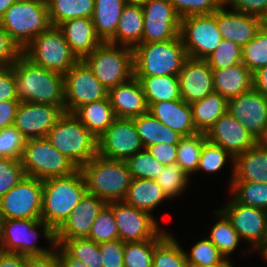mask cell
<instances>
[{
  "label": "cell",
  "mask_w": 267,
  "mask_h": 267,
  "mask_svg": "<svg viewBox=\"0 0 267 267\" xmlns=\"http://www.w3.org/2000/svg\"><path fill=\"white\" fill-rule=\"evenodd\" d=\"M19 102L64 106V75L33 64L23 54L12 65Z\"/></svg>",
  "instance_id": "6da1fadb"
},
{
  "label": "cell",
  "mask_w": 267,
  "mask_h": 267,
  "mask_svg": "<svg viewBox=\"0 0 267 267\" xmlns=\"http://www.w3.org/2000/svg\"><path fill=\"white\" fill-rule=\"evenodd\" d=\"M87 192L106 204L123 201L133 180L127 162L94 156L80 168Z\"/></svg>",
  "instance_id": "7a4b0ae2"
},
{
  "label": "cell",
  "mask_w": 267,
  "mask_h": 267,
  "mask_svg": "<svg viewBox=\"0 0 267 267\" xmlns=\"http://www.w3.org/2000/svg\"><path fill=\"white\" fill-rule=\"evenodd\" d=\"M87 192L80 169L69 176L43 181L41 220L56 232Z\"/></svg>",
  "instance_id": "3957f363"
},
{
  "label": "cell",
  "mask_w": 267,
  "mask_h": 267,
  "mask_svg": "<svg viewBox=\"0 0 267 267\" xmlns=\"http://www.w3.org/2000/svg\"><path fill=\"white\" fill-rule=\"evenodd\" d=\"M133 50V76L178 75L188 58L180 35L164 42L141 43Z\"/></svg>",
  "instance_id": "277c9868"
},
{
  "label": "cell",
  "mask_w": 267,
  "mask_h": 267,
  "mask_svg": "<svg viewBox=\"0 0 267 267\" xmlns=\"http://www.w3.org/2000/svg\"><path fill=\"white\" fill-rule=\"evenodd\" d=\"M46 139L79 169L97 155V138L70 113L64 112Z\"/></svg>",
  "instance_id": "5b68a950"
},
{
  "label": "cell",
  "mask_w": 267,
  "mask_h": 267,
  "mask_svg": "<svg viewBox=\"0 0 267 267\" xmlns=\"http://www.w3.org/2000/svg\"><path fill=\"white\" fill-rule=\"evenodd\" d=\"M48 240V248L39 247L40 231ZM56 245L55 232L41 219L0 220V251L24 256H41L50 253Z\"/></svg>",
  "instance_id": "8992f818"
},
{
  "label": "cell",
  "mask_w": 267,
  "mask_h": 267,
  "mask_svg": "<svg viewBox=\"0 0 267 267\" xmlns=\"http://www.w3.org/2000/svg\"><path fill=\"white\" fill-rule=\"evenodd\" d=\"M0 25L23 50L51 26L45 0H17L5 12Z\"/></svg>",
  "instance_id": "52a82bcc"
},
{
  "label": "cell",
  "mask_w": 267,
  "mask_h": 267,
  "mask_svg": "<svg viewBox=\"0 0 267 267\" xmlns=\"http://www.w3.org/2000/svg\"><path fill=\"white\" fill-rule=\"evenodd\" d=\"M20 161L25 176L42 181L69 176L79 169L46 138L26 140Z\"/></svg>",
  "instance_id": "ba28073f"
},
{
  "label": "cell",
  "mask_w": 267,
  "mask_h": 267,
  "mask_svg": "<svg viewBox=\"0 0 267 267\" xmlns=\"http://www.w3.org/2000/svg\"><path fill=\"white\" fill-rule=\"evenodd\" d=\"M22 54L33 64L63 75L79 61L61 29L52 25L37 35Z\"/></svg>",
  "instance_id": "9c48e42d"
},
{
  "label": "cell",
  "mask_w": 267,
  "mask_h": 267,
  "mask_svg": "<svg viewBox=\"0 0 267 267\" xmlns=\"http://www.w3.org/2000/svg\"><path fill=\"white\" fill-rule=\"evenodd\" d=\"M83 61L108 90L133 76V50L127 46L103 42Z\"/></svg>",
  "instance_id": "30bf717a"
},
{
  "label": "cell",
  "mask_w": 267,
  "mask_h": 267,
  "mask_svg": "<svg viewBox=\"0 0 267 267\" xmlns=\"http://www.w3.org/2000/svg\"><path fill=\"white\" fill-rule=\"evenodd\" d=\"M179 35L189 58L205 60L223 40L217 27V11L182 18Z\"/></svg>",
  "instance_id": "8fae6325"
},
{
  "label": "cell",
  "mask_w": 267,
  "mask_h": 267,
  "mask_svg": "<svg viewBox=\"0 0 267 267\" xmlns=\"http://www.w3.org/2000/svg\"><path fill=\"white\" fill-rule=\"evenodd\" d=\"M43 181L24 176L0 198V220L41 219Z\"/></svg>",
  "instance_id": "7c38bea8"
},
{
  "label": "cell",
  "mask_w": 267,
  "mask_h": 267,
  "mask_svg": "<svg viewBox=\"0 0 267 267\" xmlns=\"http://www.w3.org/2000/svg\"><path fill=\"white\" fill-rule=\"evenodd\" d=\"M64 112L73 114L79 107L108 97V89L92 70L79 60L64 74Z\"/></svg>",
  "instance_id": "4fadbf2b"
},
{
  "label": "cell",
  "mask_w": 267,
  "mask_h": 267,
  "mask_svg": "<svg viewBox=\"0 0 267 267\" xmlns=\"http://www.w3.org/2000/svg\"><path fill=\"white\" fill-rule=\"evenodd\" d=\"M144 149L134 120L115 118L98 139L97 154L108 159L126 161Z\"/></svg>",
  "instance_id": "5bb4252c"
},
{
  "label": "cell",
  "mask_w": 267,
  "mask_h": 267,
  "mask_svg": "<svg viewBox=\"0 0 267 267\" xmlns=\"http://www.w3.org/2000/svg\"><path fill=\"white\" fill-rule=\"evenodd\" d=\"M142 10V43L164 42L179 36L181 18L169 0H148Z\"/></svg>",
  "instance_id": "9a60e30c"
},
{
  "label": "cell",
  "mask_w": 267,
  "mask_h": 267,
  "mask_svg": "<svg viewBox=\"0 0 267 267\" xmlns=\"http://www.w3.org/2000/svg\"><path fill=\"white\" fill-rule=\"evenodd\" d=\"M226 204L220 210L231 221L240 239L251 242L250 249L258 251L267 240V211L240 204L233 198Z\"/></svg>",
  "instance_id": "2e32d148"
},
{
  "label": "cell",
  "mask_w": 267,
  "mask_h": 267,
  "mask_svg": "<svg viewBox=\"0 0 267 267\" xmlns=\"http://www.w3.org/2000/svg\"><path fill=\"white\" fill-rule=\"evenodd\" d=\"M114 220L123 242H142L154 239L163 229L153 214L126 204L124 201L111 202Z\"/></svg>",
  "instance_id": "e0dca14e"
},
{
  "label": "cell",
  "mask_w": 267,
  "mask_h": 267,
  "mask_svg": "<svg viewBox=\"0 0 267 267\" xmlns=\"http://www.w3.org/2000/svg\"><path fill=\"white\" fill-rule=\"evenodd\" d=\"M63 114L64 106L20 102L13 126L26 140L46 138Z\"/></svg>",
  "instance_id": "ac0fdd59"
},
{
  "label": "cell",
  "mask_w": 267,
  "mask_h": 267,
  "mask_svg": "<svg viewBox=\"0 0 267 267\" xmlns=\"http://www.w3.org/2000/svg\"><path fill=\"white\" fill-rule=\"evenodd\" d=\"M228 113L257 140L267 126V98L253 88L228 99Z\"/></svg>",
  "instance_id": "d6986e66"
},
{
  "label": "cell",
  "mask_w": 267,
  "mask_h": 267,
  "mask_svg": "<svg viewBox=\"0 0 267 267\" xmlns=\"http://www.w3.org/2000/svg\"><path fill=\"white\" fill-rule=\"evenodd\" d=\"M207 140L233 158L253 147L257 140L230 113L222 115L206 133Z\"/></svg>",
  "instance_id": "ffe728a7"
},
{
  "label": "cell",
  "mask_w": 267,
  "mask_h": 267,
  "mask_svg": "<svg viewBox=\"0 0 267 267\" xmlns=\"http://www.w3.org/2000/svg\"><path fill=\"white\" fill-rule=\"evenodd\" d=\"M181 98L188 104L214 93L213 71L203 59L187 58L178 73Z\"/></svg>",
  "instance_id": "44dd1931"
},
{
  "label": "cell",
  "mask_w": 267,
  "mask_h": 267,
  "mask_svg": "<svg viewBox=\"0 0 267 267\" xmlns=\"http://www.w3.org/2000/svg\"><path fill=\"white\" fill-rule=\"evenodd\" d=\"M105 205L101 198L86 192L68 219L55 232V240L88 237L93 222Z\"/></svg>",
  "instance_id": "7402d4cb"
},
{
  "label": "cell",
  "mask_w": 267,
  "mask_h": 267,
  "mask_svg": "<svg viewBox=\"0 0 267 267\" xmlns=\"http://www.w3.org/2000/svg\"><path fill=\"white\" fill-rule=\"evenodd\" d=\"M266 22L254 15L240 11H228L226 6L217 10V27L225 40H230L239 46H245L255 38L256 33Z\"/></svg>",
  "instance_id": "603a6c76"
},
{
  "label": "cell",
  "mask_w": 267,
  "mask_h": 267,
  "mask_svg": "<svg viewBox=\"0 0 267 267\" xmlns=\"http://www.w3.org/2000/svg\"><path fill=\"white\" fill-rule=\"evenodd\" d=\"M108 98L115 118L133 119L148 112L142 85L134 76L109 89Z\"/></svg>",
  "instance_id": "cb8c5ba5"
},
{
  "label": "cell",
  "mask_w": 267,
  "mask_h": 267,
  "mask_svg": "<svg viewBox=\"0 0 267 267\" xmlns=\"http://www.w3.org/2000/svg\"><path fill=\"white\" fill-rule=\"evenodd\" d=\"M148 112L182 136L198 132L193 122L191 105L183 99L152 103L148 106Z\"/></svg>",
  "instance_id": "d4e9b609"
},
{
  "label": "cell",
  "mask_w": 267,
  "mask_h": 267,
  "mask_svg": "<svg viewBox=\"0 0 267 267\" xmlns=\"http://www.w3.org/2000/svg\"><path fill=\"white\" fill-rule=\"evenodd\" d=\"M79 60H83L103 42L96 34L92 18H75L58 26Z\"/></svg>",
  "instance_id": "484cf974"
},
{
  "label": "cell",
  "mask_w": 267,
  "mask_h": 267,
  "mask_svg": "<svg viewBox=\"0 0 267 267\" xmlns=\"http://www.w3.org/2000/svg\"><path fill=\"white\" fill-rule=\"evenodd\" d=\"M212 71L214 92L227 99L253 89V73L242 63Z\"/></svg>",
  "instance_id": "4316f807"
},
{
  "label": "cell",
  "mask_w": 267,
  "mask_h": 267,
  "mask_svg": "<svg viewBox=\"0 0 267 267\" xmlns=\"http://www.w3.org/2000/svg\"><path fill=\"white\" fill-rule=\"evenodd\" d=\"M232 181L267 183V149L257 143L234 158Z\"/></svg>",
  "instance_id": "83f0119b"
},
{
  "label": "cell",
  "mask_w": 267,
  "mask_h": 267,
  "mask_svg": "<svg viewBox=\"0 0 267 267\" xmlns=\"http://www.w3.org/2000/svg\"><path fill=\"white\" fill-rule=\"evenodd\" d=\"M143 28L142 6L126 4L120 16L115 36L108 43L133 49L142 43Z\"/></svg>",
  "instance_id": "f1b7e54d"
},
{
  "label": "cell",
  "mask_w": 267,
  "mask_h": 267,
  "mask_svg": "<svg viewBox=\"0 0 267 267\" xmlns=\"http://www.w3.org/2000/svg\"><path fill=\"white\" fill-rule=\"evenodd\" d=\"M168 197L153 179H133L124 202L132 207L152 213Z\"/></svg>",
  "instance_id": "f546056e"
},
{
  "label": "cell",
  "mask_w": 267,
  "mask_h": 267,
  "mask_svg": "<svg viewBox=\"0 0 267 267\" xmlns=\"http://www.w3.org/2000/svg\"><path fill=\"white\" fill-rule=\"evenodd\" d=\"M73 115L97 138V140L115 119L108 97L79 107Z\"/></svg>",
  "instance_id": "4dcf8cb0"
},
{
  "label": "cell",
  "mask_w": 267,
  "mask_h": 267,
  "mask_svg": "<svg viewBox=\"0 0 267 267\" xmlns=\"http://www.w3.org/2000/svg\"><path fill=\"white\" fill-rule=\"evenodd\" d=\"M133 120L144 148L158 143L177 145L183 137L178 132L163 125L149 112L143 113Z\"/></svg>",
  "instance_id": "1f68e13d"
},
{
  "label": "cell",
  "mask_w": 267,
  "mask_h": 267,
  "mask_svg": "<svg viewBox=\"0 0 267 267\" xmlns=\"http://www.w3.org/2000/svg\"><path fill=\"white\" fill-rule=\"evenodd\" d=\"M125 5L124 0H95L92 20L102 42H109L115 36Z\"/></svg>",
  "instance_id": "d6a6232c"
},
{
  "label": "cell",
  "mask_w": 267,
  "mask_h": 267,
  "mask_svg": "<svg viewBox=\"0 0 267 267\" xmlns=\"http://www.w3.org/2000/svg\"><path fill=\"white\" fill-rule=\"evenodd\" d=\"M143 88L147 105L182 99L178 75L134 76Z\"/></svg>",
  "instance_id": "836d02e7"
},
{
  "label": "cell",
  "mask_w": 267,
  "mask_h": 267,
  "mask_svg": "<svg viewBox=\"0 0 267 267\" xmlns=\"http://www.w3.org/2000/svg\"><path fill=\"white\" fill-rule=\"evenodd\" d=\"M190 105L196 130L205 134L222 115L228 112V99L215 92Z\"/></svg>",
  "instance_id": "e575fe53"
},
{
  "label": "cell",
  "mask_w": 267,
  "mask_h": 267,
  "mask_svg": "<svg viewBox=\"0 0 267 267\" xmlns=\"http://www.w3.org/2000/svg\"><path fill=\"white\" fill-rule=\"evenodd\" d=\"M52 26L75 18H92L95 0H45Z\"/></svg>",
  "instance_id": "d590c367"
},
{
  "label": "cell",
  "mask_w": 267,
  "mask_h": 267,
  "mask_svg": "<svg viewBox=\"0 0 267 267\" xmlns=\"http://www.w3.org/2000/svg\"><path fill=\"white\" fill-rule=\"evenodd\" d=\"M214 214L217 215L218 220L211 228L208 239L226 259H230L229 255L235 252L234 250L242 240L233 228L231 221L220 209L215 210Z\"/></svg>",
  "instance_id": "8d00e7d4"
},
{
  "label": "cell",
  "mask_w": 267,
  "mask_h": 267,
  "mask_svg": "<svg viewBox=\"0 0 267 267\" xmlns=\"http://www.w3.org/2000/svg\"><path fill=\"white\" fill-rule=\"evenodd\" d=\"M206 141V134L197 132L190 136H183L177 144L176 163L189 177L193 173H197L199 159Z\"/></svg>",
  "instance_id": "74e56055"
},
{
  "label": "cell",
  "mask_w": 267,
  "mask_h": 267,
  "mask_svg": "<svg viewBox=\"0 0 267 267\" xmlns=\"http://www.w3.org/2000/svg\"><path fill=\"white\" fill-rule=\"evenodd\" d=\"M229 185L236 202L267 211V183L232 181Z\"/></svg>",
  "instance_id": "f35d334b"
},
{
  "label": "cell",
  "mask_w": 267,
  "mask_h": 267,
  "mask_svg": "<svg viewBox=\"0 0 267 267\" xmlns=\"http://www.w3.org/2000/svg\"><path fill=\"white\" fill-rule=\"evenodd\" d=\"M168 232L156 245L152 267H189L184 249Z\"/></svg>",
  "instance_id": "ab89813d"
},
{
  "label": "cell",
  "mask_w": 267,
  "mask_h": 267,
  "mask_svg": "<svg viewBox=\"0 0 267 267\" xmlns=\"http://www.w3.org/2000/svg\"><path fill=\"white\" fill-rule=\"evenodd\" d=\"M71 257L81 260L88 267H102V256L99 244L91 239L74 238L55 240Z\"/></svg>",
  "instance_id": "60d3db41"
},
{
  "label": "cell",
  "mask_w": 267,
  "mask_h": 267,
  "mask_svg": "<svg viewBox=\"0 0 267 267\" xmlns=\"http://www.w3.org/2000/svg\"><path fill=\"white\" fill-rule=\"evenodd\" d=\"M165 229L154 239L125 242L124 267H152L155 245L168 233Z\"/></svg>",
  "instance_id": "b9f144b4"
},
{
  "label": "cell",
  "mask_w": 267,
  "mask_h": 267,
  "mask_svg": "<svg viewBox=\"0 0 267 267\" xmlns=\"http://www.w3.org/2000/svg\"><path fill=\"white\" fill-rule=\"evenodd\" d=\"M242 64L252 73L267 65V22L256 33L255 38L242 47Z\"/></svg>",
  "instance_id": "7bdbcfd3"
},
{
  "label": "cell",
  "mask_w": 267,
  "mask_h": 267,
  "mask_svg": "<svg viewBox=\"0 0 267 267\" xmlns=\"http://www.w3.org/2000/svg\"><path fill=\"white\" fill-rule=\"evenodd\" d=\"M190 177L181 169V167L175 163L172 165H166L155 181L164 191L168 199H172L176 196L182 195L181 193L188 186Z\"/></svg>",
  "instance_id": "ee69618b"
},
{
  "label": "cell",
  "mask_w": 267,
  "mask_h": 267,
  "mask_svg": "<svg viewBox=\"0 0 267 267\" xmlns=\"http://www.w3.org/2000/svg\"><path fill=\"white\" fill-rule=\"evenodd\" d=\"M227 159H230L232 164V177L230 178V182H232L234 176V158L222 147L212 144L207 140L203 145L197 172L204 171L207 174L219 172L226 164Z\"/></svg>",
  "instance_id": "f6af8a7d"
},
{
  "label": "cell",
  "mask_w": 267,
  "mask_h": 267,
  "mask_svg": "<svg viewBox=\"0 0 267 267\" xmlns=\"http://www.w3.org/2000/svg\"><path fill=\"white\" fill-rule=\"evenodd\" d=\"M87 238L97 244L119 239L113 208L109 204H106L99 212Z\"/></svg>",
  "instance_id": "bcb514c9"
},
{
  "label": "cell",
  "mask_w": 267,
  "mask_h": 267,
  "mask_svg": "<svg viewBox=\"0 0 267 267\" xmlns=\"http://www.w3.org/2000/svg\"><path fill=\"white\" fill-rule=\"evenodd\" d=\"M126 162L133 179L155 180L165 167V165L153 158L146 149L129 157Z\"/></svg>",
  "instance_id": "7dc6e473"
},
{
  "label": "cell",
  "mask_w": 267,
  "mask_h": 267,
  "mask_svg": "<svg viewBox=\"0 0 267 267\" xmlns=\"http://www.w3.org/2000/svg\"><path fill=\"white\" fill-rule=\"evenodd\" d=\"M212 69H224L242 63V47L223 39L205 59Z\"/></svg>",
  "instance_id": "c3c4849f"
},
{
  "label": "cell",
  "mask_w": 267,
  "mask_h": 267,
  "mask_svg": "<svg viewBox=\"0 0 267 267\" xmlns=\"http://www.w3.org/2000/svg\"><path fill=\"white\" fill-rule=\"evenodd\" d=\"M188 266L205 267L221 263L225 257L217 247L208 239L203 238L192 246L188 254L184 250Z\"/></svg>",
  "instance_id": "681fc988"
},
{
  "label": "cell",
  "mask_w": 267,
  "mask_h": 267,
  "mask_svg": "<svg viewBox=\"0 0 267 267\" xmlns=\"http://www.w3.org/2000/svg\"><path fill=\"white\" fill-rule=\"evenodd\" d=\"M180 18L213 14L223 6V0H169Z\"/></svg>",
  "instance_id": "f907efd6"
},
{
  "label": "cell",
  "mask_w": 267,
  "mask_h": 267,
  "mask_svg": "<svg viewBox=\"0 0 267 267\" xmlns=\"http://www.w3.org/2000/svg\"><path fill=\"white\" fill-rule=\"evenodd\" d=\"M26 139L14 127H6L0 130V158H21Z\"/></svg>",
  "instance_id": "816d5d0a"
},
{
  "label": "cell",
  "mask_w": 267,
  "mask_h": 267,
  "mask_svg": "<svg viewBox=\"0 0 267 267\" xmlns=\"http://www.w3.org/2000/svg\"><path fill=\"white\" fill-rule=\"evenodd\" d=\"M25 176L19 159L0 158V198Z\"/></svg>",
  "instance_id": "f5cc1de1"
},
{
  "label": "cell",
  "mask_w": 267,
  "mask_h": 267,
  "mask_svg": "<svg viewBox=\"0 0 267 267\" xmlns=\"http://www.w3.org/2000/svg\"><path fill=\"white\" fill-rule=\"evenodd\" d=\"M102 267H124L125 242L120 239L99 244Z\"/></svg>",
  "instance_id": "db71d44e"
},
{
  "label": "cell",
  "mask_w": 267,
  "mask_h": 267,
  "mask_svg": "<svg viewBox=\"0 0 267 267\" xmlns=\"http://www.w3.org/2000/svg\"><path fill=\"white\" fill-rule=\"evenodd\" d=\"M22 55V50L0 25V67H10Z\"/></svg>",
  "instance_id": "11a10c76"
},
{
  "label": "cell",
  "mask_w": 267,
  "mask_h": 267,
  "mask_svg": "<svg viewBox=\"0 0 267 267\" xmlns=\"http://www.w3.org/2000/svg\"><path fill=\"white\" fill-rule=\"evenodd\" d=\"M223 5L232 10L254 15L267 22V0H223Z\"/></svg>",
  "instance_id": "9f6ffc18"
},
{
  "label": "cell",
  "mask_w": 267,
  "mask_h": 267,
  "mask_svg": "<svg viewBox=\"0 0 267 267\" xmlns=\"http://www.w3.org/2000/svg\"><path fill=\"white\" fill-rule=\"evenodd\" d=\"M18 100L13 67H0V102Z\"/></svg>",
  "instance_id": "6f0895ef"
},
{
  "label": "cell",
  "mask_w": 267,
  "mask_h": 267,
  "mask_svg": "<svg viewBox=\"0 0 267 267\" xmlns=\"http://www.w3.org/2000/svg\"><path fill=\"white\" fill-rule=\"evenodd\" d=\"M177 148V145L158 143L146 147L145 149L150 155L153 156V158L166 166L176 163L178 155Z\"/></svg>",
  "instance_id": "680465c9"
},
{
  "label": "cell",
  "mask_w": 267,
  "mask_h": 267,
  "mask_svg": "<svg viewBox=\"0 0 267 267\" xmlns=\"http://www.w3.org/2000/svg\"><path fill=\"white\" fill-rule=\"evenodd\" d=\"M24 267H61L56 249L41 256H26Z\"/></svg>",
  "instance_id": "91938a15"
},
{
  "label": "cell",
  "mask_w": 267,
  "mask_h": 267,
  "mask_svg": "<svg viewBox=\"0 0 267 267\" xmlns=\"http://www.w3.org/2000/svg\"><path fill=\"white\" fill-rule=\"evenodd\" d=\"M19 103V100L0 102V130L13 126Z\"/></svg>",
  "instance_id": "94428289"
},
{
  "label": "cell",
  "mask_w": 267,
  "mask_h": 267,
  "mask_svg": "<svg viewBox=\"0 0 267 267\" xmlns=\"http://www.w3.org/2000/svg\"><path fill=\"white\" fill-rule=\"evenodd\" d=\"M24 255L0 251V267H24Z\"/></svg>",
  "instance_id": "6125c7cd"
},
{
  "label": "cell",
  "mask_w": 267,
  "mask_h": 267,
  "mask_svg": "<svg viewBox=\"0 0 267 267\" xmlns=\"http://www.w3.org/2000/svg\"><path fill=\"white\" fill-rule=\"evenodd\" d=\"M253 88L267 98V65L253 73Z\"/></svg>",
  "instance_id": "be15d7a7"
},
{
  "label": "cell",
  "mask_w": 267,
  "mask_h": 267,
  "mask_svg": "<svg viewBox=\"0 0 267 267\" xmlns=\"http://www.w3.org/2000/svg\"><path fill=\"white\" fill-rule=\"evenodd\" d=\"M55 249L58 253L61 267H88L81 260L71 257L60 245L56 244Z\"/></svg>",
  "instance_id": "e7e4bbea"
},
{
  "label": "cell",
  "mask_w": 267,
  "mask_h": 267,
  "mask_svg": "<svg viewBox=\"0 0 267 267\" xmlns=\"http://www.w3.org/2000/svg\"><path fill=\"white\" fill-rule=\"evenodd\" d=\"M17 0H0V21L4 17L6 10Z\"/></svg>",
  "instance_id": "03108f58"
},
{
  "label": "cell",
  "mask_w": 267,
  "mask_h": 267,
  "mask_svg": "<svg viewBox=\"0 0 267 267\" xmlns=\"http://www.w3.org/2000/svg\"><path fill=\"white\" fill-rule=\"evenodd\" d=\"M257 144L260 147L267 149V126L261 136L257 139Z\"/></svg>",
  "instance_id": "003e7915"
},
{
  "label": "cell",
  "mask_w": 267,
  "mask_h": 267,
  "mask_svg": "<svg viewBox=\"0 0 267 267\" xmlns=\"http://www.w3.org/2000/svg\"><path fill=\"white\" fill-rule=\"evenodd\" d=\"M230 261H231L230 259L225 258L221 263L214 264L211 266H205V267H234L232 265V262H230ZM189 267H198V266H189Z\"/></svg>",
  "instance_id": "a7ac6f4b"
},
{
  "label": "cell",
  "mask_w": 267,
  "mask_h": 267,
  "mask_svg": "<svg viewBox=\"0 0 267 267\" xmlns=\"http://www.w3.org/2000/svg\"><path fill=\"white\" fill-rule=\"evenodd\" d=\"M148 0H124L127 5L143 6Z\"/></svg>",
  "instance_id": "89a4df30"
},
{
  "label": "cell",
  "mask_w": 267,
  "mask_h": 267,
  "mask_svg": "<svg viewBox=\"0 0 267 267\" xmlns=\"http://www.w3.org/2000/svg\"><path fill=\"white\" fill-rule=\"evenodd\" d=\"M261 254V257L267 261V240L265 241L264 245L258 250Z\"/></svg>",
  "instance_id": "2644e50d"
}]
</instances>
